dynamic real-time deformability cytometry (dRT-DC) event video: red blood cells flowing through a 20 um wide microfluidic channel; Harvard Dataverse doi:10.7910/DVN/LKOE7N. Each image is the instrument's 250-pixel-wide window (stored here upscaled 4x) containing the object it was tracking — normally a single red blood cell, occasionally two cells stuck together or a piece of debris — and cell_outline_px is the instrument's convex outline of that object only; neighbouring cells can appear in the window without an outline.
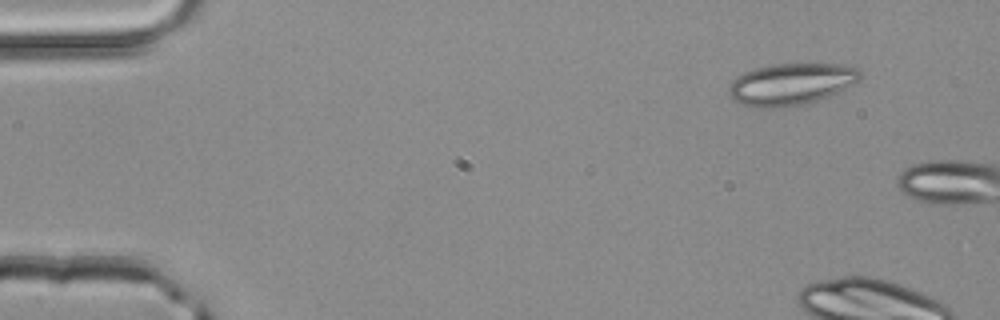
{"species": "common noctule bat (a hibernating species)", "species_latin": "Nyctalus noctula", "temperature_condition": "room temperature", "stored_images_in_passage": 2, "camera_frame_rate_fps": 3000, "um_per_image_px": 0.085, "animal": {"sex": "male", "body_mass_g": 20.4}, "frame": {"image": 1, "passage_image": 1, "time_ms": 0.0, "image_size_px": [1000, 320], "cell_outline_px": [[860, 80], [828, 96], [808, 104], [780, 108], [760, 108], [744, 104], [736, 100], [728, 92], [728, 84], [736, 76], [744, 72], [756, 68], [772, 64], [840, 64], [856, 68], [860, 72]], "centroid_in_image_um": [67.21, 7.15], "position_along_channel_um": 17.8, "area_um2": 31.85}}